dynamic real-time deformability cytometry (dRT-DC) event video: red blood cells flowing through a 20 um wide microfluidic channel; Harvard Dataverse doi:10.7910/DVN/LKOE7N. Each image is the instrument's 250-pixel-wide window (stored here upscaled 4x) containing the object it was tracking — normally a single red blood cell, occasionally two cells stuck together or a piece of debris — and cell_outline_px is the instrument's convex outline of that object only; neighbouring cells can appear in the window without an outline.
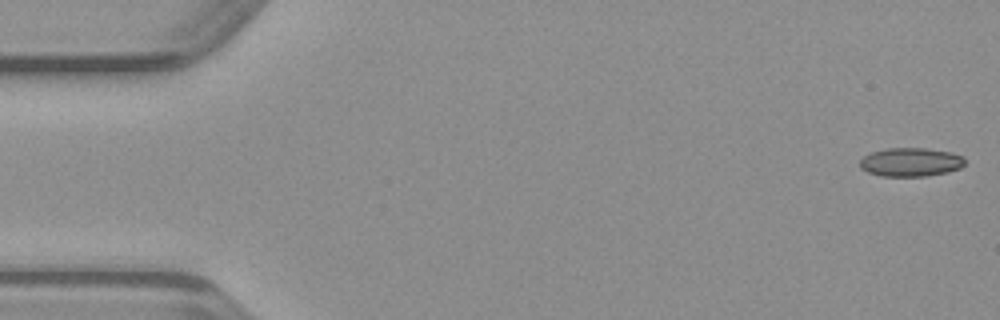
{"species": "common noctule bat (a hibernating species)", "species_latin": "Nyctalus noctula", "temperature_condition": "warm", "stored_images_in_passage": 48, "camera_frame_rate_fps": 3000, "um_per_image_px": 0.085, "animal": {"sex": "male", "body_mass_g": 23.1, "forearm_length_mm": 52.7}, "frame": {"image": 1, "passage_image": 1, "time_ms": 0.0, "image_size_px": [1000, 320], "cell_outline_px": [[964, 164], [960, 168], [948, 172], [924, 176], [880, 176], [868, 172], [860, 168], [860, 160], [864, 156], [872, 152], [888, 148], [924, 148], [952, 152], [964, 156]], "centroid_in_image_um": [77.42, 13.78], "position_along_channel_um": 7.6, "area_um2": 17.57}}
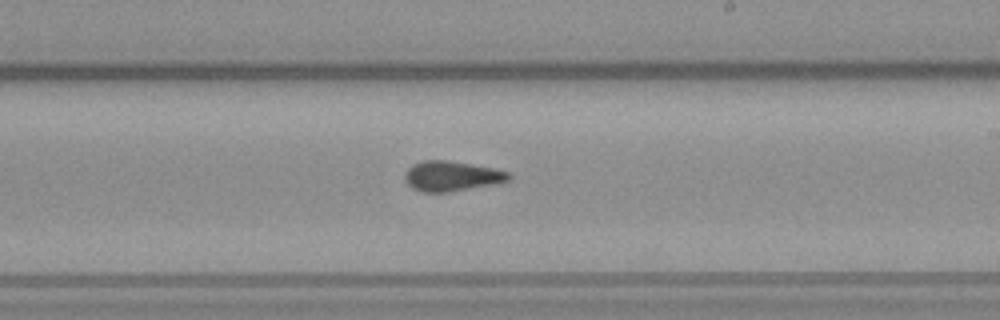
{"frame": {"image": 2, "passage_image": 28, "time_ms": 9.0, "image_size_px": [1000, 320], "cell_outline_px": [[512, 180], [496, 184], [448, 192], [420, 192], [412, 188], [404, 180], [404, 172], [412, 164], [424, 160], [448, 160], [496, 168], [508, 172], [512, 176]], "centroid_in_image_um": [38.4, 14.97], "position_along_channel_um": 250.6, "area_um2": 18.55}}
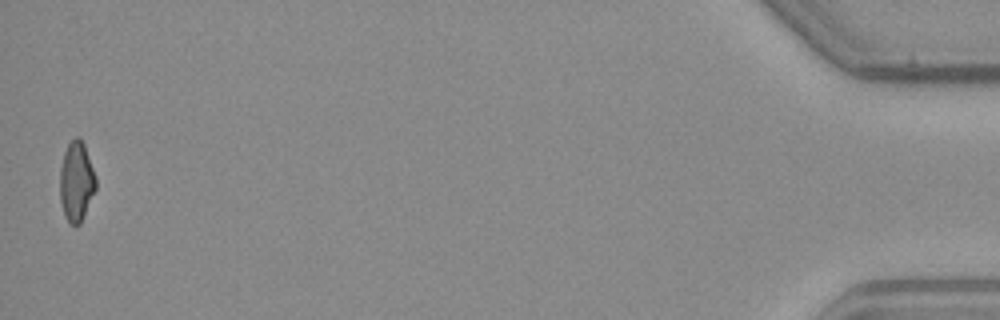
{"frame": {"image": 3, "passage_image": 48, "time_ms": 15.667, "image_size_px": [1000, 320], "cell_outline_px": [[96, 188], [80, 224], [68, 224], [64, 216], [60, 200], [60, 168], [64, 152], [68, 144], [76, 136], [80, 136], [84, 144], [96, 176]], "centroid_in_image_um": [6.49, 15.42], "position_along_channel_um": 428.7, "area_um2": 16.76}}